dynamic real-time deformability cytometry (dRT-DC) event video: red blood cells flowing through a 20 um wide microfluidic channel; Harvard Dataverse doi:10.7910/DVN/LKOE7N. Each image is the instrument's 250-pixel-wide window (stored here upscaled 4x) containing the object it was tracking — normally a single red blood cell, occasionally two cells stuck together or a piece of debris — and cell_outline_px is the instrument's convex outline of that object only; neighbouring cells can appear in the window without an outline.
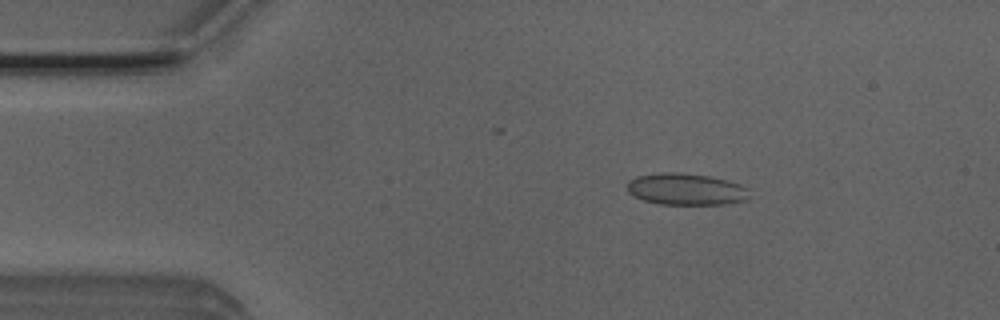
{"species": "Egyptian fruit bat (a non-hibernating species)", "species_latin": "Rousettus aegyptiacus", "temperature_condition": "room temperature", "stored_images_in_passage": 51, "camera_frame_rate_fps": 3000, "um_per_image_px": 0.085, "animal": {"sex": "male"}, "frame": {"image": 1, "passage_image": 8, "time_ms": 2.333, "image_size_px": [1000, 320], "cell_outline_px": [[748, 200], [720, 204], [660, 204], [644, 200], [632, 196], [628, 192], [628, 180], [636, 176], [664, 172], [680, 172], [708, 176], [740, 184], [748, 188]], "centroid_in_image_um": [58.28, 16.08], "position_along_channel_um": 26.7, "area_um2": 22.48}}
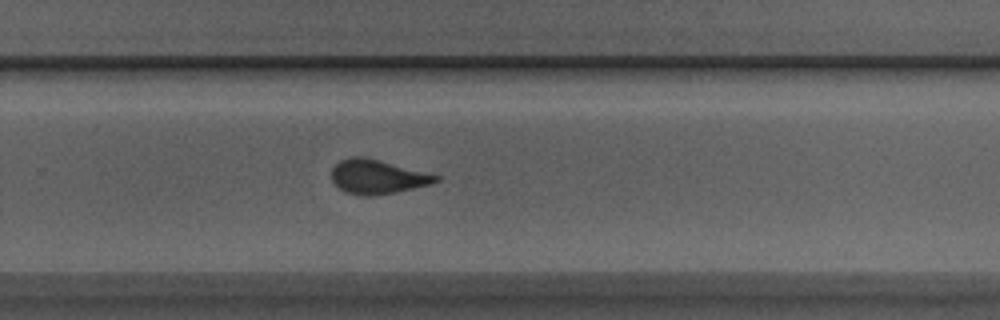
{"frame": {"image": 2, "passage_image": 33, "time_ms": 10.667, "image_size_px": [1000, 320], "cell_outline_px": [[440, 180], [432, 184], [396, 192], [372, 196], [360, 196], [344, 192], [332, 180], [332, 168], [340, 160], [352, 156], [364, 156], [380, 160], [440, 176]], "centroid_in_image_um": [32.07, 15.03], "position_along_channel_um": 297.7, "area_um2": 20.81}}
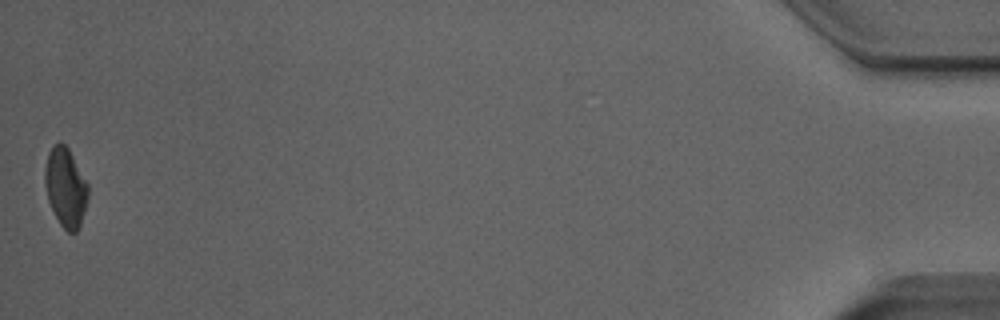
{"frame": {"image": 3, "passage_image": 51, "time_ms": 16.667, "image_size_px": [1000, 320], "cell_outline_px": [[88, 196], [80, 224], [76, 232], [68, 232], [60, 224], [48, 200], [44, 180], [44, 168], [48, 152], [52, 144], [60, 140], [68, 148], [88, 184]], "centroid_in_image_um": [5.55, 15.87], "position_along_channel_um": 429.7, "area_um2": 19.77}, "authors_computed_cell_mechanics": {"area_um2": 20.8658, "velocity_mm_per_s": 3.9193, "shape_relaxation_time_tau1_ms": 9.5162, "shape_relaxation_time_tau2_ms": 0.8737, "deformation_change_tau1": 0.1936, "deformation_change_tau2": 0.0637}}